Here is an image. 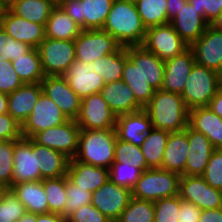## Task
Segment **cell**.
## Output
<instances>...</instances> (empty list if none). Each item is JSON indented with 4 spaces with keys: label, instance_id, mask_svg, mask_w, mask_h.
Wrapping results in <instances>:
<instances>
[{
    "label": "cell",
    "instance_id": "obj_47",
    "mask_svg": "<svg viewBox=\"0 0 222 222\" xmlns=\"http://www.w3.org/2000/svg\"><path fill=\"white\" fill-rule=\"evenodd\" d=\"M32 47L24 42L14 40L0 27V57L1 61H15L29 52Z\"/></svg>",
    "mask_w": 222,
    "mask_h": 222
},
{
    "label": "cell",
    "instance_id": "obj_15",
    "mask_svg": "<svg viewBox=\"0 0 222 222\" xmlns=\"http://www.w3.org/2000/svg\"><path fill=\"white\" fill-rule=\"evenodd\" d=\"M198 65L222 73V31L211 25L190 46Z\"/></svg>",
    "mask_w": 222,
    "mask_h": 222
},
{
    "label": "cell",
    "instance_id": "obj_22",
    "mask_svg": "<svg viewBox=\"0 0 222 222\" xmlns=\"http://www.w3.org/2000/svg\"><path fill=\"white\" fill-rule=\"evenodd\" d=\"M188 142L189 151L184 175L202 176L215 148L203 133L192 129L189 125Z\"/></svg>",
    "mask_w": 222,
    "mask_h": 222
},
{
    "label": "cell",
    "instance_id": "obj_29",
    "mask_svg": "<svg viewBox=\"0 0 222 222\" xmlns=\"http://www.w3.org/2000/svg\"><path fill=\"white\" fill-rule=\"evenodd\" d=\"M188 151V126L182 131L170 132L161 169L184 175Z\"/></svg>",
    "mask_w": 222,
    "mask_h": 222
},
{
    "label": "cell",
    "instance_id": "obj_27",
    "mask_svg": "<svg viewBox=\"0 0 222 222\" xmlns=\"http://www.w3.org/2000/svg\"><path fill=\"white\" fill-rule=\"evenodd\" d=\"M188 125L203 133L215 149H222V118L208 106L190 109Z\"/></svg>",
    "mask_w": 222,
    "mask_h": 222
},
{
    "label": "cell",
    "instance_id": "obj_51",
    "mask_svg": "<svg viewBox=\"0 0 222 222\" xmlns=\"http://www.w3.org/2000/svg\"><path fill=\"white\" fill-rule=\"evenodd\" d=\"M66 220L67 222H112L92 204L81 206Z\"/></svg>",
    "mask_w": 222,
    "mask_h": 222
},
{
    "label": "cell",
    "instance_id": "obj_56",
    "mask_svg": "<svg viewBox=\"0 0 222 222\" xmlns=\"http://www.w3.org/2000/svg\"><path fill=\"white\" fill-rule=\"evenodd\" d=\"M208 107L222 118V86H220L216 95L210 100Z\"/></svg>",
    "mask_w": 222,
    "mask_h": 222
},
{
    "label": "cell",
    "instance_id": "obj_20",
    "mask_svg": "<svg viewBox=\"0 0 222 222\" xmlns=\"http://www.w3.org/2000/svg\"><path fill=\"white\" fill-rule=\"evenodd\" d=\"M0 27L14 40L37 48L45 39V25H40L21 18L10 10H5Z\"/></svg>",
    "mask_w": 222,
    "mask_h": 222
},
{
    "label": "cell",
    "instance_id": "obj_5",
    "mask_svg": "<svg viewBox=\"0 0 222 222\" xmlns=\"http://www.w3.org/2000/svg\"><path fill=\"white\" fill-rule=\"evenodd\" d=\"M220 86L219 73L195 63L181 96L189 110L208 106Z\"/></svg>",
    "mask_w": 222,
    "mask_h": 222
},
{
    "label": "cell",
    "instance_id": "obj_17",
    "mask_svg": "<svg viewBox=\"0 0 222 222\" xmlns=\"http://www.w3.org/2000/svg\"><path fill=\"white\" fill-rule=\"evenodd\" d=\"M63 77L81 99L100 93L105 85L103 78L95 72L92 63H84L81 60H75Z\"/></svg>",
    "mask_w": 222,
    "mask_h": 222
},
{
    "label": "cell",
    "instance_id": "obj_26",
    "mask_svg": "<svg viewBox=\"0 0 222 222\" xmlns=\"http://www.w3.org/2000/svg\"><path fill=\"white\" fill-rule=\"evenodd\" d=\"M170 24L189 47L209 26V23L199 15V11L188 2L170 21Z\"/></svg>",
    "mask_w": 222,
    "mask_h": 222
},
{
    "label": "cell",
    "instance_id": "obj_44",
    "mask_svg": "<svg viewBox=\"0 0 222 222\" xmlns=\"http://www.w3.org/2000/svg\"><path fill=\"white\" fill-rule=\"evenodd\" d=\"M142 171L132 165L113 162L109 168V179L122 187L132 190L136 182L140 179Z\"/></svg>",
    "mask_w": 222,
    "mask_h": 222
},
{
    "label": "cell",
    "instance_id": "obj_45",
    "mask_svg": "<svg viewBox=\"0 0 222 222\" xmlns=\"http://www.w3.org/2000/svg\"><path fill=\"white\" fill-rule=\"evenodd\" d=\"M66 203L64 217L67 219L81 206L91 204L92 192L74 185L66 175Z\"/></svg>",
    "mask_w": 222,
    "mask_h": 222
},
{
    "label": "cell",
    "instance_id": "obj_28",
    "mask_svg": "<svg viewBox=\"0 0 222 222\" xmlns=\"http://www.w3.org/2000/svg\"><path fill=\"white\" fill-rule=\"evenodd\" d=\"M127 56L130 61H141L142 78L155 90H160L164 78V61L141 46H128Z\"/></svg>",
    "mask_w": 222,
    "mask_h": 222
},
{
    "label": "cell",
    "instance_id": "obj_9",
    "mask_svg": "<svg viewBox=\"0 0 222 222\" xmlns=\"http://www.w3.org/2000/svg\"><path fill=\"white\" fill-rule=\"evenodd\" d=\"M142 46L163 61L171 59L189 48L170 23L147 28Z\"/></svg>",
    "mask_w": 222,
    "mask_h": 222
},
{
    "label": "cell",
    "instance_id": "obj_61",
    "mask_svg": "<svg viewBox=\"0 0 222 222\" xmlns=\"http://www.w3.org/2000/svg\"><path fill=\"white\" fill-rule=\"evenodd\" d=\"M211 26L219 31H222V12L218 15V17L211 24Z\"/></svg>",
    "mask_w": 222,
    "mask_h": 222
},
{
    "label": "cell",
    "instance_id": "obj_59",
    "mask_svg": "<svg viewBox=\"0 0 222 222\" xmlns=\"http://www.w3.org/2000/svg\"><path fill=\"white\" fill-rule=\"evenodd\" d=\"M13 222H37V215L26 213L22 218L14 220Z\"/></svg>",
    "mask_w": 222,
    "mask_h": 222
},
{
    "label": "cell",
    "instance_id": "obj_62",
    "mask_svg": "<svg viewBox=\"0 0 222 222\" xmlns=\"http://www.w3.org/2000/svg\"><path fill=\"white\" fill-rule=\"evenodd\" d=\"M4 11L5 9L3 8L1 2H0V23H1V20H2V17H3V14H4Z\"/></svg>",
    "mask_w": 222,
    "mask_h": 222
},
{
    "label": "cell",
    "instance_id": "obj_4",
    "mask_svg": "<svg viewBox=\"0 0 222 222\" xmlns=\"http://www.w3.org/2000/svg\"><path fill=\"white\" fill-rule=\"evenodd\" d=\"M181 175L161 168H149L143 171L140 179L131 190L132 197L155 202L179 194Z\"/></svg>",
    "mask_w": 222,
    "mask_h": 222
},
{
    "label": "cell",
    "instance_id": "obj_36",
    "mask_svg": "<svg viewBox=\"0 0 222 222\" xmlns=\"http://www.w3.org/2000/svg\"><path fill=\"white\" fill-rule=\"evenodd\" d=\"M170 132L152 128L140 146L150 168H161L163 155Z\"/></svg>",
    "mask_w": 222,
    "mask_h": 222
},
{
    "label": "cell",
    "instance_id": "obj_8",
    "mask_svg": "<svg viewBox=\"0 0 222 222\" xmlns=\"http://www.w3.org/2000/svg\"><path fill=\"white\" fill-rule=\"evenodd\" d=\"M74 46L76 60L84 63H92L121 47L113 36L102 29L82 30L74 40Z\"/></svg>",
    "mask_w": 222,
    "mask_h": 222
},
{
    "label": "cell",
    "instance_id": "obj_43",
    "mask_svg": "<svg viewBox=\"0 0 222 222\" xmlns=\"http://www.w3.org/2000/svg\"><path fill=\"white\" fill-rule=\"evenodd\" d=\"M15 140H0V189H10L13 180Z\"/></svg>",
    "mask_w": 222,
    "mask_h": 222
},
{
    "label": "cell",
    "instance_id": "obj_54",
    "mask_svg": "<svg viewBox=\"0 0 222 222\" xmlns=\"http://www.w3.org/2000/svg\"><path fill=\"white\" fill-rule=\"evenodd\" d=\"M198 222H222V208L202 210Z\"/></svg>",
    "mask_w": 222,
    "mask_h": 222
},
{
    "label": "cell",
    "instance_id": "obj_42",
    "mask_svg": "<svg viewBox=\"0 0 222 222\" xmlns=\"http://www.w3.org/2000/svg\"><path fill=\"white\" fill-rule=\"evenodd\" d=\"M27 213L25 205L11 189L0 191V222H13Z\"/></svg>",
    "mask_w": 222,
    "mask_h": 222
},
{
    "label": "cell",
    "instance_id": "obj_10",
    "mask_svg": "<svg viewBox=\"0 0 222 222\" xmlns=\"http://www.w3.org/2000/svg\"><path fill=\"white\" fill-rule=\"evenodd\" d=\"M69 119L44 92L39 96L31 114L21 126L23 138H32L39 131L58 126Z\"/></svg>",
    "mask_w": 222,
    "mask_h": 222
},
{
    "label": "cell",
    "instance_id": "obj_1",
    "mask_svg": "<svg viewBox=\"0 0 222 222\" xmlns=\"http://www.w3.org/2000/svg\"><path fill=\"white\" fill-rule=\"evenodd\" d=\"M102 30L113 36L122 47L141 46L147 28L134 0H114Z\"/></svg>",
    "mask_w": 222,
    "mask_h": 222
},
{
    "label": "cell",
    "instance_id": "obj_53",
    "mask_svg": "<svg viewBox=\"0 0 222 222\" xmlns=\"http://www.w3.org/2000/svg\"><path fill=\"white\" fill-rule=\"evenodd\" d=\"M201 209L195 204L180 198L179 221L182 222H198L201 215Z\"/></svg>",
    "mask_w": 222,
    "mask_h": 222
},
{
    "label": "cell",
    "instance_id": "obj_11",
    "mask_svg": "<svg viewBox=\"0 0 222 222\" xmlns=\"http://www.w3.org/2000/svg\"><path fill=\"white\" fill-rule=\"evenodd\" d=\"M116 119L100 93L81 99L80 113L76 119L80 129H115Z\"/></svg>",
    "mask_w": 222,
    "mask_h": 222
},
{
    "label": "cell",
    "instance_id": "obj_46",
    "mask_svg": "<svg viewBox=\"0 0 222 222\" xmlns=\"http://www.w3.org/2000/svg\"><path fill=\"white\" fill-rule=\"evenodd\" d=\"M179 195L154 202V222H179Z\"/></svg>",
    "mask_w": 222,
    "mask_h": 222
},
{
    "label": "cell",
    "instance_id": "obj_35",
    "mask_svg": "<svg viewBox=\"0 0 222 222\" xmlns=\"http://www.w3.org/2000/svg\"><path fill=\"white\" fill-rule=\"evenodd\" d=\"M127 59V47L121 46L116 52L93 61L92 66L105 83H111L122 79L123 67Z\"/></svg>",
    "mask_w": 222,
    "mask_h": 222
},
{
    "label": "cell",
    "instance_id": "obj_39",
    "mask_svg": "<svg viewBox=\"0 0 222 222\" xmlns=\"http://www.w3.org/2000/svg\"><path fill=\"white\" fill-rule=\"evenodd\" d=\"M44 192L47 196L49 213H58L64 216L66 203V176L45 178L42 180Z\"/></svg>",
    "mask_w": 222,
    "mask_h": 222
},
{
    "label": "cell",
    "instance_id": "obj_18",
    "mask_svg": "<svg viewBox=\"0 0 222 222\" xmlns=\"http://www.w3.org/2000/svg\"><path fill=\"white\" fill-rule=\"evenodd\" d=\"M195 63V56L190 47L183 53L164 61V78L161 89L182 94Z\"/></svg>",
    "mask_w": 222,
    "mask_h": 222
},
{
    "label": "cell",
    "instance_id": "obj_14",
    "mask_svg": "<svg viewBox=\"0 0 222 222\" xmlns=\"http://www.w3.org/2000/svg\"><path fill=\"white\" fill-rule=\"evenodd\" d=\"M132 198L131 190L113 183L110 179L92 192L91 204L109 220L116 222Z\"/></svg>",
    "mask_w": 222,
    "mask_h": 222
},
{
    "label": "cell",
    "instance_id": "obj_12",
    "mask_svg": "<svg viewBox=\"0 0 222 222\" xmlns=\"http://www.w3.org/2000/svg\"><path fill=\"white\" fill-rule=\"evenodd\" d=\"M80 127L76 120L50 127L36 133L32 139L42 145L64 153L67 157L74 158L78 149Z\"/></svg>",
    "mask_w": 222,
    "mask_h": 222
},
{
    "label": "cell",
    "instance_id": "obj_38",
    "mask_svg": "<svg viewBox=\"0 0 222 222\" xmlns=\"http://www.w3.org/2000/svg\"><path fill=\"white\" fill-rule=\"evenodd\" d=\"M146 28L170 23L167 17V0H134Z\"/></svg>",
    "mask_w": 222,
    "mask_h": 222
},
{
    "label": "cell",
    "instance_id": "obj_21",
    "mask_svg": "<svg viewBox=\"0 0 222 222\" xmlns=\"http://www.w3.org/2000/svg\"><path fill=\"white\" fill-rule=\"evenodd\" d=\"M152 128L151 119L144 109L117 116L115 125L117 138L136 146H141Z\"/></svg>",
    "mask_w": 222,
    "mask_h": 222
},
{
    "label": "cell",
    "instance_id": "obj_19",
    "mask_svg": "<svg viewBox=\"0 0 222 222\" xmlns=\"http://www.w3.org/2000/svg\"><path fill=\"white\" fill-rule=\"evenodd\" d=\"M13 184L28 181H41L40 169L37 166L36 151L32 147V138L15 140Z\"/></svg>",
    "mask_w": 222,
    "mask_h": 222
},
{
    "label": "cell",
    "instance_id": "obj_3",
    "mask_svg": "<svg viewBox=\"0 0 222 222\" xmlns=\"http://www.w3.org/2000/svg\"><path fill=\"white\" fill-rule=\"evenodd\" d=\"M115 129H81L74 158L85 164L109 169L114 162Z\"/></svg>",
    "mask_w": 222,
    "mask_h": 222
},
{
    "label": "cell",
    "instance_id": "obj_58",
    "mask_svg": "<svg viewBox=\"0 0 222 222\" xmlns=\"http://www.w3.org/2000/svg\"><path fill=\"white\" fill-rule=\"evenodd\" d=\"M8 113V94L0 92V114Z\"/></svg>",
    "mask_w": 222,
    "mask_h": 222
},
{
    "label": "cell",
    "instance_id": "obj_31",
    "mask_svg": "<svg viewBox=\"0 0 222 222\" xmlns=\"http://www.w3.org/2000/svg\"><path fill=\"white\" fill-rule=\"evenodd\" d=\"M10 189L25 205L27 213L36 215L49 213V205L42 180L13 184Z\"/></svg>",
    "mask_w": 222,
    "mask_h": 222
},
{
    "label": "cell",
    "instance_id": "obj_30",
    "mask_svg": "<svg viewBox=\"0 0 222 222\" xmlns=\"http://www.w3.org/2000/svg\"><path fill=\"white\" fill-rule=\"evenodd\" d=\"M32 147L36 151L37 166L40 169L41 180L67 175L70 158L64 153L42 146L32 139Z\"/></svg>",
    "mask_w": 222,
    "mask_h": 222
},
{
    "label": "cell",
    "instance_id": "obj_24",
    "mask_svg": "<svg viewBox=\"0 0 222 222\" xmlns=\"http://www.w3.org/2000/svg\"><path fill=\"white\" fill-rule=\"evenodd\" d=\"M42 92L41 83L22 84L14 92L8 94V114L22 126Z\"/></svg>",
    "mask_w": 222,
    "mask_h": 222
},
{
    "label": "cell",
    "instance_id": "obj_16",
    "mask_svg": "<svg viewBox=\"0 0 222 222\" xmlns=\"http://www.w3.org/2000/svg\"><path fill=\"white\" fill-rule=\"evenodd\" d=\"M41 85L43 92L55 102L68 119H77L81 98L72 90L63 76H45Z\"/></svg>",
    "mask_w": 222,
    "mask_h": 222
},
{
    "label": "cell",
    "instance_id": "obj_33",
    "mask_svg": "<svg viewBox=\"0 0 222 222\" xmlns=\"http://www.w3.org/2000/svg\"><path fill=\"white\" fill-rule=\"evenodd\" d=\"M122 80L132 90L136 100L143 107L150 102L155 89L142 78L141 61H130L127 59L123 67Z\"/></svg>",
    "mask_w": 222,
    "mask_h": 222
},
{
    "label": "cell",
    "instance_id": "obj_55",
    "mask_svg": "<svg viewBox=\"0 0 222 222\" xmlns=\"http://www.w3.org/2000/svg\"><path fill=\"white\" fill-rule=\"evenodd\" d=\"M187 0H167V17L171 21L179 13V10L185 7Z\"/></svg>",
    "mask_w": 222,
    "mask_h": 222
},
{
    "label": "cell",
    "instance_id": "obj_52",
    "mask_svg": "<svg viewBox=\"0 0 222 222\" xmlns=\"http://www.w3.org/2000/svg\"><path fill=\"white\" fill-rule=\"evenodd\" d=\"M21 138V125L10 114H0V140H19Z\"/></svg>",
    "mask_w": 222,
    "mask_h": 222
},
{
    "label": "cell",
    "instance_id": "obj_7",
    "mask_svg": "<svg viewBox=\"0 0 222 222\" xmlns=\"http://www.w3.org/2000/svg\"><path fill=\"white\" fill-rule=\"evenodd\" d=\"M37 50L45 76H63L76 60L74 40L45 37Z\"/></svg>",
    "mask_w": 222,
    "mask_h": 222
},
{
    "label": "cell",
    "instance_id": "obj_2",
    "mask_svg": "<svg viewBox=\"0 0 222 222\" xmlns=\"http://www.w3.org/2000/svg\"><path fill=\"white\" fill-rule=\"evenodd\" d=\"M152 126L168 132H178L188 126L189 109L181 94L155 90L150 102L144 107Z\"/></svg>",
    "mask_w": 222,
    "mask_h": 222
},
{
    "label": "cell",
    "instance_id": "obj_48",
    "mask_svg": "<svg viewBox=\"0 0 222 222\" xmlns=\"http://www.w3.org/2000/svg\"><path fill=\"white\" fill-rule=\"evenodd\" d=\"M208 185L222 191V149H215L202 175Z\"/></svg>",
    "mask_w": 222,
    "mask_h": 222
},
{
    "label": "cell",
    "instance_id": "obj_37",
    "mask_svg": "<svg viewBox=\"0 0 222 222\" xmlns=\"http://www.w3.org/2000/svg\"><path fill=\"white\" fill-rule=\"evenodd\" d=\"M12 67L23 84L41 83L45 78L37 48H32L29 52L13 61Z\"/></svg>",
    "mask_w": 222,
    "mask_h": 222
},
{
    "label": "cell",
    "instance_id": "obj_50",
    "mask_svg": "<svg viewBox=\"0 0 222 222\" xmlns=\"http://www.w3.org/2000/svg\"><path fill=\"white\" fill-rule=\"evenodd\" d=\"M195 7L208 23L211 25L222 12V0H187Z\"/></svg>",
    "mask_w": 222,
    "mask_h": 222
},
{
    "label": "cell",
    "instance_id": "obj_34",
    "mask_svg": "<svg viewBox=\"0 0 222 222\" xmlns=\"http://www.w3.org/2000/svg\"><path fill=\"white\" fill-rule=\"evenodd\" d=\"M57 4L56 0H22L9 10L27 21L46 25L53 8Z\"/></svg>",
    "mask_w": 222,
    "mask_h": 222
},
{
    "label": "cell",
    "instance_id": "obj_60",
    "mask_svg": "<svg viewBox=\"0 0 222 222\" xmlns=\"http://www.w3.org/2000/svg\"><path fill=\"white\" fill-rule=\"evenodd\" d=\"M20 1H22V0H0V2L5 10H9L15 4L19 3Z\"/></svg>",
    "mask_w": 222,
    "mask_h": 222
},
{
    "label": "cell",
    "instance_id": "obj_25",
    "mask_svg": "<svg viewBox=\"0 0 222 222\" xmlns=\"http://www.w3.org/2000/svg\"><path fill=\"white\" fill-rule=\"evenodd\" d=\"M67 178L86 191H96L109 180V169L85 164L71 158L67 169Z\"/></svg>",
    "mask_w": 222,
    "mask_h": 222
},
{
    "label": "cell",
    "instance_id": "obj_13",
    "mask_svg": "<svg viewBox=\"0 0 222 222\" xmlns=\"http://www.w3.org/2000/svg\"><path fill=\"white\" fill-rule=\"evenodd\" d=\"M178 195L201 210L222 208V191L208 185L203 176L181 175Z\"/></svg>",
    "mask_w": 222,
    "mask_h": 222
},
{
    "label": "cell",
    "instance_id": "obj_23",
    "mask_svg": "<svg viewBox=\"0 0 222 222\" xmlns=\"http://www.w3.org/2000/svg\"><path fill=\"white\" fill-rule=\"evenodd\" d=\"M100 94L116 117L144 109L122 79L105 83Z\"/></svg>",
    "mask_w": 222,
    "mask_h": 222
},
{
    "label": "cell",
    "instance_id": "obj_6",
    "mask_svg": "<svg viewBox=\"0 0 222 222\" xmlns=\"http://www.w3.org/2000/svg\"><path fill=\"white\" fill-rule=\"evenodd\" d=\"M114 0H59L58 5L82 28L102 29Z\"/></svg>",
    "mask_w": 222,
    "mask_h": 222
},
{
    "label": "cell",
    "instance_id": "obj_49",
    "mask_svg": "<svg viewBox=\"0 0 222 222\" xmlns=\"http://www.w3.org/2000/svg\"><path fill=\"white\" fill-rule=\"evenodd\" d=\"M11 61H1L0 57V92L9 94L22 85Z\"/></svg>",
    "mask_w": 222,
    "mask_h": 222
},
{
    "label": "cell",
    "instance_id": "obj_63",
    "mask_svg": "<svg viewBox=\"0 0 222 222\" xmlns=\"http://www.w3.org/2000/svg\"><path fill=\"white\" fill-rule=\"evenodd\" d=\"M220 78H221V86H222V73L220 74Z\"/></svg>",
    "mask_w": 222,
    "mask_h": 222
},
{
    "label": "cell",
    "instance_id": "obj_40",
    "mask_svg": "<svg viewBox=\"0 0 222 222\" xmlns=\"http://www.w3.org/2000/svg\"><path fill=\"white\" fill-rule=\"evenodd\" d=\"M114 162L125 163V165L129 166L132 165L139 168L142 172L150 168L141 152L140 146L118 138H116L115 143Z\"/></svg>",
    "mask_w": 222,
    "mask_h": 222
},
{
    "label": "cell",
    "instance_id": "obj_32",
    "mask_svg": "<svg viewBox=\"0 0 222 222\" xmlns=\"http://www.w3.org/2000/svg\"><path fill=\"white\" fill-rule=\"evenodd\" d=\"M82 28L57 4L45 25V37L75 40Z\"/></svg>",
    "mask_w": 222,
    "mask_h": 222
},
{
    "label": "cell",
    "instance_id": "obj_57",
    "mask_svg": "<svg viewBox=\"0 0 222 222\" xmlns=\"http://www.w3.org/2000/svg\"><path fill=\"white\" fill-rule=\"evenodd\" d=\"M37 222H67L66 218L58 213L37 214Z\"/></svg>",
    "mask_w": 222,
    "mask_h": 222
},
{
    "label": "cell",
    "instance_id": "obj_41",
    "mask_svg": "<svg viewBox=\"0 0 222 222\" xmlns=\"http://www.w3.org/2000/svg\"><path fill=\"white\" fill-rule=\"evenodd\" d=\"M116 222H154V202L132 197Z\"/></svg>",
    "mask_w": 222,
    "mask_h": 222
}]
</instances>
